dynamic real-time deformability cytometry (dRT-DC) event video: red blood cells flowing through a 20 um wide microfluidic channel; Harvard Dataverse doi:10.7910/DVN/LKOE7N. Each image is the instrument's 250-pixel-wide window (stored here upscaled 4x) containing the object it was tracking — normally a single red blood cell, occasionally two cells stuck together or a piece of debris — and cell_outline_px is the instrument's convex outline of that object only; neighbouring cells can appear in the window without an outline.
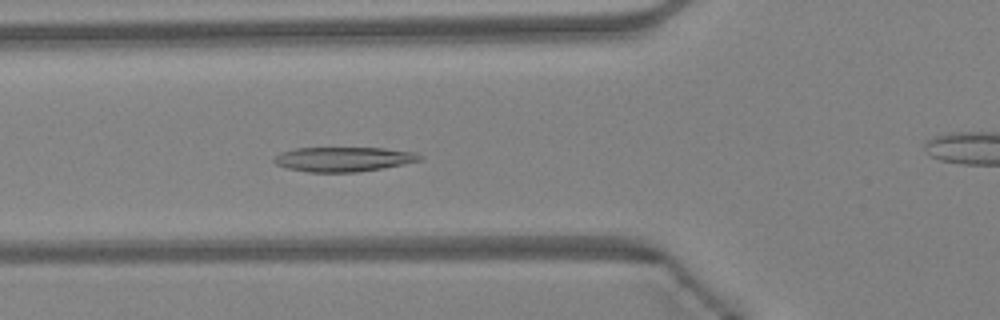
{"species": "Egyptian fruit bat (a non-hibernating species)", "species_latin": "Rousettus aegyptiacus", "temperature_condition": "warm", "stored_images_in_passage": 44, "camera_frame_rate_fps": 3000, "um_per_image_px": 0.085, "animal": {"sex": "female"}, "frame": {"image": 1, "passage_image": 13, "time_ms": 4.0, "image_size_px": [1000, 320], "cell_outline_px": [[424, 160], [384, 168], [356, 172], [308, 172], [288, 168], [276, 164], [272, 160], [280, 152], [292, 148], [384, 148], [416, 152], [424, 156]], "centroid_in_image_um": [29.24, 13.53], "position_along_channel_um": 96.6, "area_um2": 21.1}}
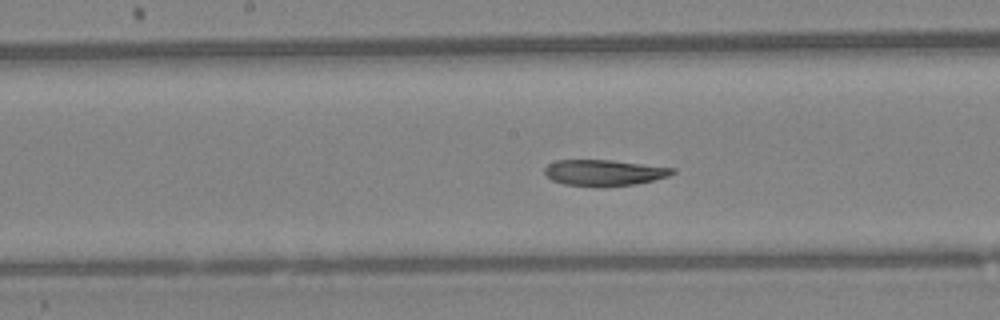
{"frame": {"image": 2, "passage_image": 20, "time_ms": 6.333, "image_size_px": [1000, 320], "cell_outline_px": [[676, 172], [668, 176], [636, 184], [564, 184], [552, 180], [544, 172], [544, 168], [548, 164], [556, 160], [612, 160], [676, 168]], "centroid_in_image_um": [51.37, 14.63], "position_along_channel_um": 196.8, "area_um2": 18.61}}
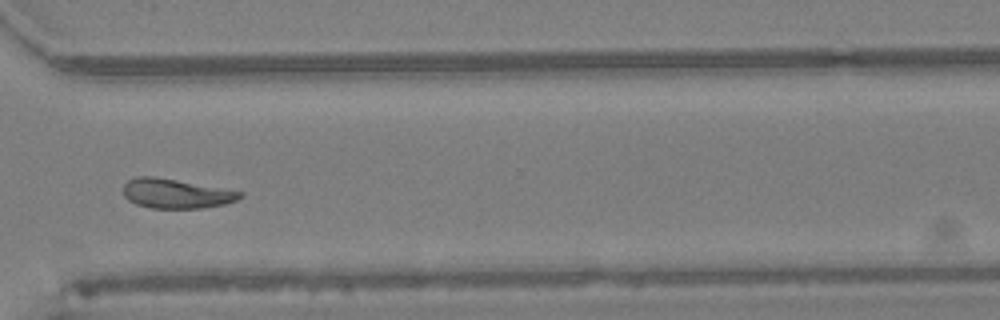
{"frame": {"image": 3, "passage_image": 31, "time_ms": 10.0, "image_size_px": [1000, 320], "cell_outline_px": [[244, 196], [236, 200], [224, 204], [204, 208], [152, 208], [136, 204], [128, 200], [124, 196], [124, 184], [128, 180], [136, 176], [156, 176], [244, 192]], "centroid_in_image_um": [14.96, 16.45], "position_along_channel_um": 355.6, "area_um2": 20.11}, "authors_computed_cell_mechanics": {"area_um2": 20.4901, "velocity_mm_per_s": 4.3142, "shape_relaxation_time_tau1_ms": 6.3454, "shape_relaxation_time_tau2_ms": 4.3044, "deformation_change_tau1": 0.1825, "deformation_change_tau2": 0.1066}}